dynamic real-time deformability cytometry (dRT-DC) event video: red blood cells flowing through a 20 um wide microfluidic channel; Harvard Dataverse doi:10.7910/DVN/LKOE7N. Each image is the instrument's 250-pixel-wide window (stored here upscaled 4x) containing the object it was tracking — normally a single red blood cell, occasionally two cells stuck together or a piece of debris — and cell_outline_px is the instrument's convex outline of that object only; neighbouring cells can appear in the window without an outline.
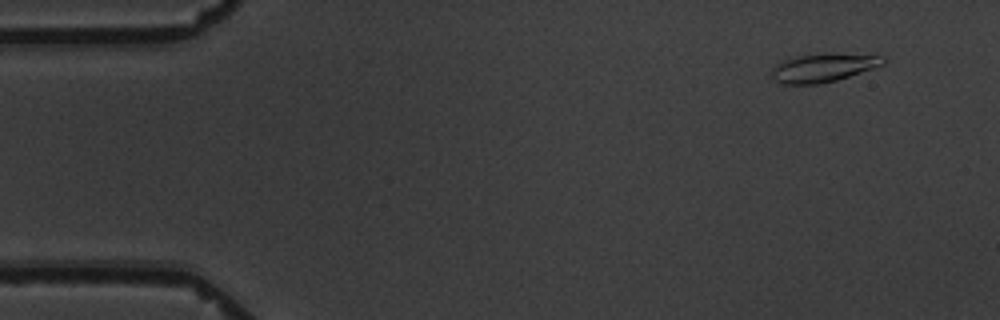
{"species": "common noctule bat (a hibernating species)", "species_latin": "Nyctalus noctula", "temperature_condition": "warm", "stored_images_in_passage": 5, "camera_frame_rate_fps": 3000, "um_per_image_px": 0.085, "animal": {"sex": "male", "body_mass_g": 19.5, "forearm_length_mm": 54.6}, "frame": {"image": 1, "passage_image": 5, "time_ms": 4.667, "image_size_px": [1000, 320], "cell_outline_px": [[884, 64], [836, 80], [820, 84], [780, 84], [772, 76], [772, 68], [776, 64], [784, 60], [796, 56], [884, 56]], "centroid_in_image_um": [69.87, 5.82], "position_along_channel_um": 15.1, "area_um2": 17.22}}